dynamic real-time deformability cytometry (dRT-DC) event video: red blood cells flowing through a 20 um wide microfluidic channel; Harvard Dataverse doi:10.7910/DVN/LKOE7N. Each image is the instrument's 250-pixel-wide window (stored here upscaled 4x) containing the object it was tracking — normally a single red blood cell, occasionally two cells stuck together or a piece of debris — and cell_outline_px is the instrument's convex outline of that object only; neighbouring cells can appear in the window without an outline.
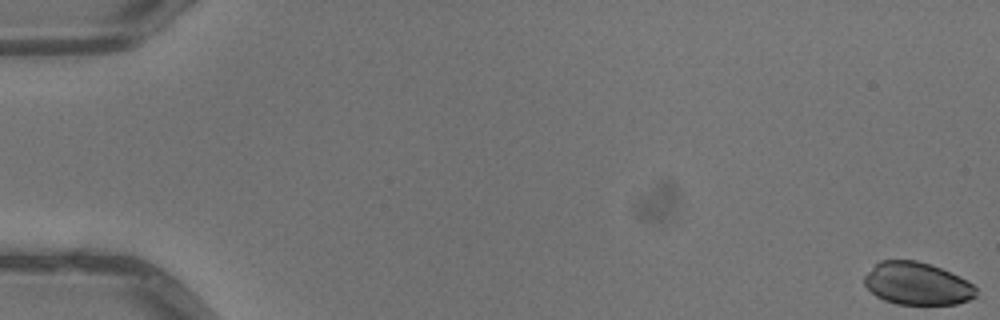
{"species": "common noctule bat (a hibernating species)", "species_latin": "Nyctalus noctula", "temperature_condition": "warm", "stored_images_in_passage": 6, "camera_frame_rate_fps": 3000, "um_per_image_px": 0.085, "animal": {"sex": "male", "body_mass_g": 13.3}, "frame": {"image": 1, "passage_image": 1, "time_ms": 0.0, "image_size_px": [1000, 320], "cell_outline_px": [[976, 296], [968, 300], [956, 304], [896, 304], [884, 300], [876, 296], [864, 284], [864, 276], [880, 260], [916, 260], [932, 264], [968, 280], [976, 288]], "centroid_in_image_um": [77.96, 24.1], "position_along_channel_um": 7.0, "area_um2": 27.69}}
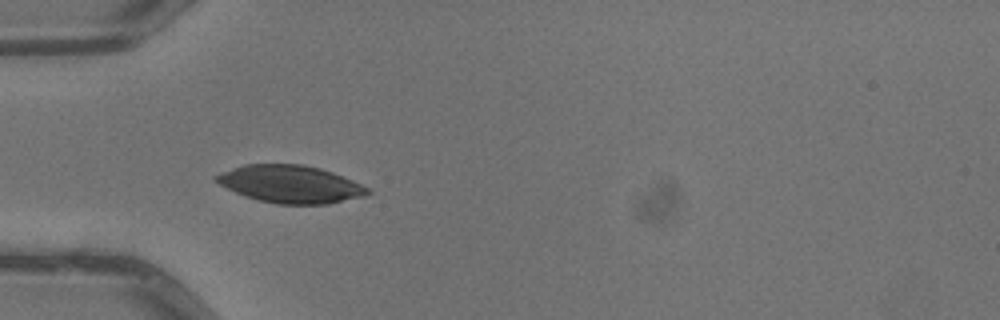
{"frame": {"image": 2, "passage_image": 5, "time_ms": 1.333, "image_size_px": [1000, 320], "cell_outline_px": [[372, 192], [364, 196], [328, 204], [276, 204], [244, 196], [220, 184], [212, 176], [232, 168], [244, 164], [304, 164], [320, 168], [332, 172], [352, 180], [368, 188]], "centroid_in_image_um": [24.68, 15.65], "position_along_channel_um": 60.3, "area_um2": 33.0}}
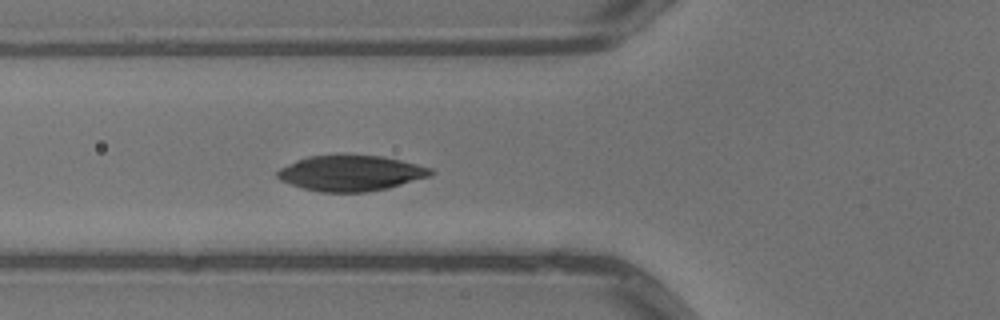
{"frame": {"image": 3, "passage_image": 6, "time_ms": 1.667, "image_size_px": [1000, 320], "cell_outline_px": [[436, 172], [432, 176], [388, 188], [368, 192], [320, 192], [304, 188], [280, 180], [276, 176], [276, 172], [280, 168], [296, 160], [308, 156], [336, 152], [344, 152], [384, 156], [432, 168]], "centroid_in_image_um": [29.83, 14.67], "position_along_channel_um": 96.0, "area_um2": 32.83}}